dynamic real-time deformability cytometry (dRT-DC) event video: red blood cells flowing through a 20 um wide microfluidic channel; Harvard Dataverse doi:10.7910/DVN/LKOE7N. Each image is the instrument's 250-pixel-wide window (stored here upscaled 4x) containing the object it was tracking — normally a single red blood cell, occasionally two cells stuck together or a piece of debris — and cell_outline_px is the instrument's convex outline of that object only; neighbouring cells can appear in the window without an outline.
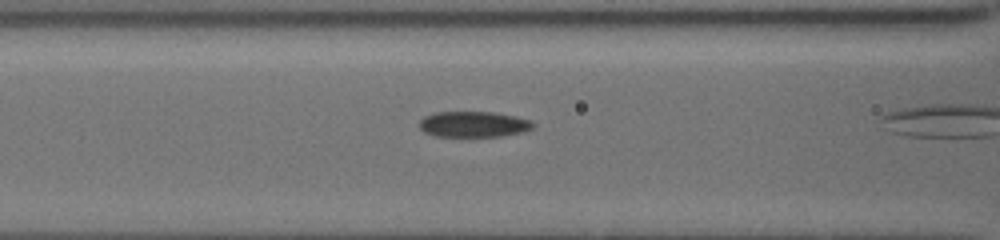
{"species": "common noctule bat (a hibernating species)", "species_latin": "Nyctalus noctula", "temperature_condition": "cold", "stored_images_in_passage": 16, "camera_frame_rate_fps": 3000, "um_per_image_px": 0.085, "animal": {"sex": "female", "body_mass_g": 19.5, "forearm_length_mm": 54.1}, "frame": {"image": 1, "passage_image": 11, "time_ms": 3.333, "image_size_px": [1000, 240], "cell_outline_px": [[536, 124], [532, 128], [520, 132], [500, 136], [436, 136], [424, 132], [420, 128], [420, 120], [424, 116], [436, 112], [496, 112], [516, 116], [532, 120]], "centroid_in_image_um": [40.27, 10.55], "position_along_channel_um": 126.3, "area_um2": 17.05}}